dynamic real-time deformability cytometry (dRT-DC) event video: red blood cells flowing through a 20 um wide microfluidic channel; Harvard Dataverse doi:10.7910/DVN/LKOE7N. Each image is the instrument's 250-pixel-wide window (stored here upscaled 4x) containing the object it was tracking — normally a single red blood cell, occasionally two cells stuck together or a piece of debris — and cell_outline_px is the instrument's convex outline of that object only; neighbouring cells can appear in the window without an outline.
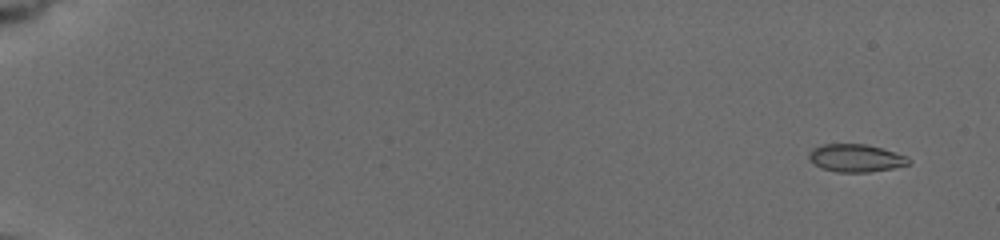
{"species": "common noctule bat (a hibernating species)", "species_latin": "Nyctalus noctula", "temperature_condition": "cold", "stored_images_in_passage": 14, "camera_frame_rate_fps": 3000, "um_per_image_px": 0.085, "animal": {"sex": "female", "body_mass_g": 19.5, "forearm_length_mm": 54.1}, "frame": {"image": 1, "passage_image": 2, "time_ms": 1.0, "image_size_px": [1000, 240], "cell_outline_px": [[912, 164], [892, 168], [868, 172], [836, 172], [820, 168], [808, 156], [808, 152], [812, 148], [824, 144], [864, 144], [880, 148], [908, 156], [912, 160]], "centroid_in_image_um": [72.77, 13.44], "position_along_channel_um": 12.2, "area_um2": 16.13}}
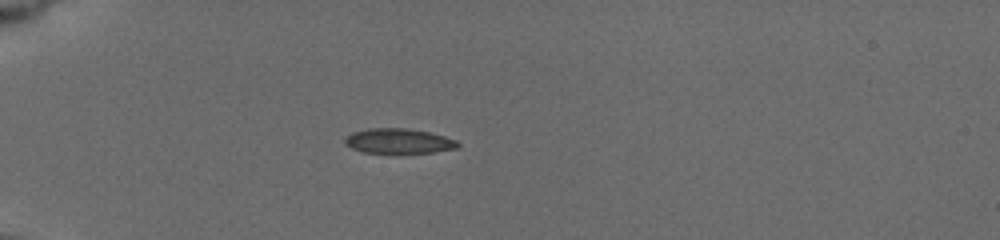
{"frame": {"image": 2, "passage_image": 12, "time_ms": 6.0, "image_size_px": [1000, 240], "cell_outline_px": [[460, 148], [432, 152], [364, 152], [352, 148], [344, 144], [344, 140], [352, 132], [368, 128], [404, 128], [428, 132], [444, 136], [456, 140], [460, 144]], "centroid_in_image_um": [33.9, 11.98], "position_along_channel_um": 51.1, "area_um2": 16.18}}
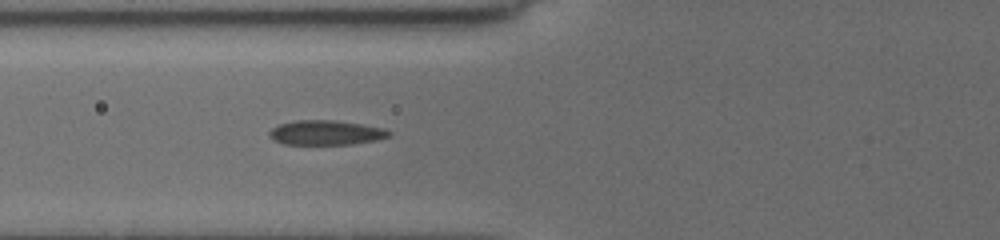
{"frame": {"image": 3, "passage_image": 14, "time_ms": 8.0, "image_size_px": [1000, 240], "cell_outline_px": [[392, 136], [376, 140], [352, 144], [284, 144], [272, 140], [268, 136], [268, 132], [272, 128], [280, 124], [296, 120], [336, 120], [364, 124], [384, 128], [392, 132]], "centroid_in_image_um": [27.72, 11.27], "position_along_channel_um": 98.1, "area_um2": 17.4}}